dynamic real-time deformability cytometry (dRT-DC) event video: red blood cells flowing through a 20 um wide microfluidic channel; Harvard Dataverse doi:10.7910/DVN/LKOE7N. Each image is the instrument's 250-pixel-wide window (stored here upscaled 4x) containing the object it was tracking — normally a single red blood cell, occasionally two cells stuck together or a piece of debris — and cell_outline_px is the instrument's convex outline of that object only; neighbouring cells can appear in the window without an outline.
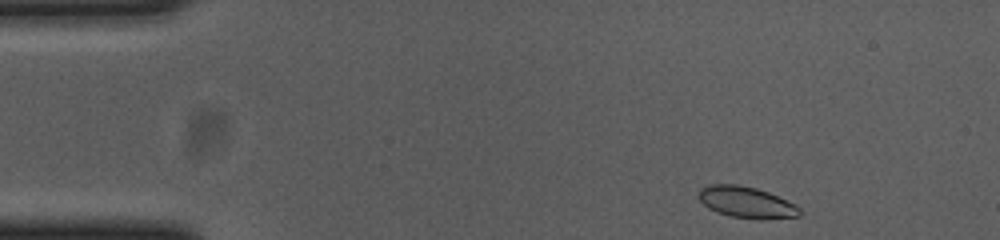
{"species": "common noctule bat (a hibernating species)", "species_latin": "Nyctalus noctula", "temperature_condition": "cold", "stored_images_in_passage": 49, "camera_frame_rate_fps": 3000, "um_per_image_px": 0.085, "animal": {"sex": "female", "body_mass_g": 23.0, "forearm_length_mm": 53.4}, "frame": {"image": 1, "passage_image": 1, "time_ms": 0.0, "image_size_px": [1000, 240], "cell_outline_px": [[800, 216], [764, 220], [728, 216], [716, 212], [708, 208], [700, 200], [700, 188], [712, 184], [736, 184], [756, 188], [768, 192], [796, 204], [800, 208]], "centroid_in_image_um": [63.47, 17.21], "position_along_channel_um": 21.5, "area_um2": 18.5}}
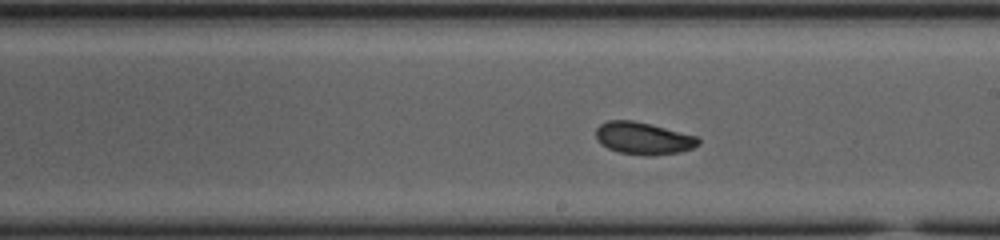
{"frame": {"image": 2, "passage_image": 25, "time_ms": 8.0, "image_size_px": [1000, 240], "cell_outline_px": [[700, 144], [692, 148], [680, 152], [652, 156], [620, 152], [608, 148], [600, 144], [596, 136], [596, 128], [600, 124], [608, 120], [632, 120], [696, 136], [700, 140]], "centroid_in_image_um": [54.66, 11.76], "position_along_channel_um": 234.3, "area_um2": 19.02}}
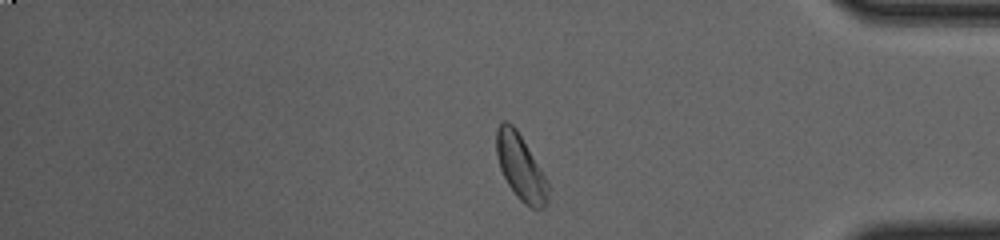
{"frame": {"image": 3, "passage_image": 40, "time_ms": 13.0, "image_size_px": [1000, 240], "cell_outline_px": [[548, 204], [544, 208], [532, 208], [524, 204], [516, 196], [508, 184], [500, 168], [496, 156], [496, 128], [504, 120], [508, 120], [516, 128], [548, 180]], "centroid_in_image_um": [44.25, 14.22], "position_along_channel_um": 390.9, "area_um2": 19.88}, "authors_computed_cell_mechanics": {"area_um2": 19.0162, "velocity_mm_per_s": 3.6508, "shape_relaxation_time_tau1_ms": 4.113, "shape_relaxation_time_tau2_ms": 2.8191, "deformation_change_tau1": 0.1027, "deformation_change_tau2": 0.0631}}